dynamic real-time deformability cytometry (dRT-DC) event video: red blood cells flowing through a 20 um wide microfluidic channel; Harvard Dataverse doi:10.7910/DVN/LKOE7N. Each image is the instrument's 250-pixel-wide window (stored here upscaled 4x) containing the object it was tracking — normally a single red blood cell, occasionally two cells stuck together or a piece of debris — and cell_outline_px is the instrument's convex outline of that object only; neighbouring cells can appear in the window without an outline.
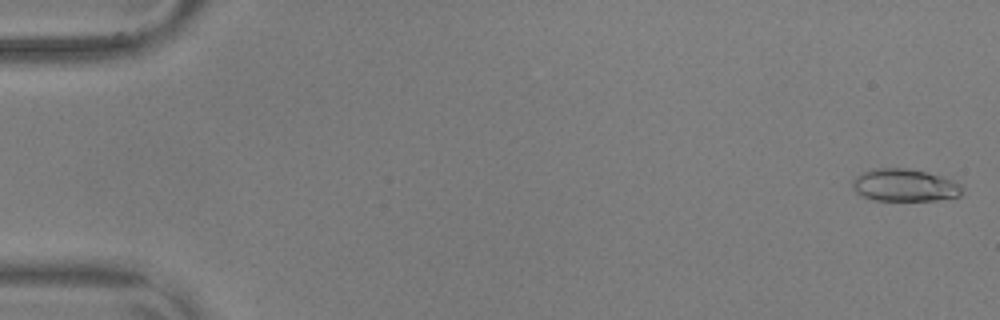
{"species": "common noctule bat (a hibernating species)", "species_latin": "Nyctalus noctula", "temperature_condition": "warm", "stored_images_in_passage": 32, "camera_frame_rate_fps": 3000, "um_per_image_px": 0.085, "animal": {"sex": "male", "body_mass_g": 17.9, "forearm_length_mm": 54.2}, "frame": {"image": 1, "passage_image": 2, "time_ms": 0.333, "image_size_px": [1000, 320], "cell_outline_px": [[960, 196], [936, 200], [872, 200], [856, 192], [852, 188], [852, 180], [860, 172], [876, 168], [908, 168], [940, 176], [952, 180], [960, 184]], "centroid_in_image_um": [76.83, 15.74], "position_along_channel_um": 8.2, "area_um2": 20.58}}
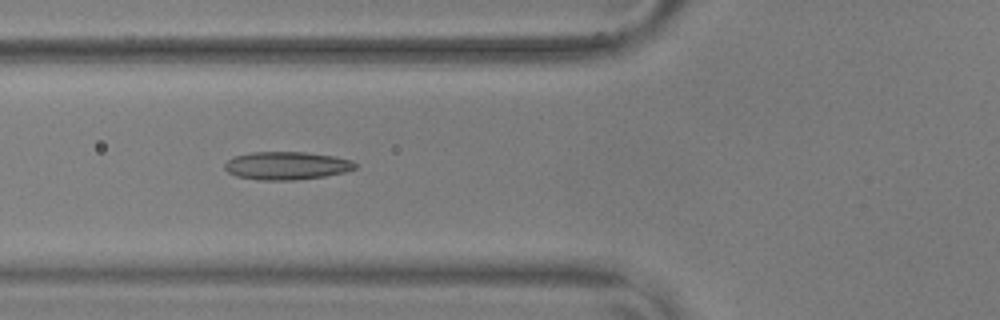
{"frame": {"image": 2, "passage_image": 22, "time_ms": 7.0, "image_size_px": [1000, 320], "cell_outline_px": [[356, 168], [344, 172], [324, 176], [296, 180], [260, 180], [236, 176], [228, 172], [224, 168], [224, 164], [232, 156], [252, 152], [304, 152], [332, 156], [352, 160], [356, 164]], "centroid_in_image_um": [24.33, 14.08], "position_along_channel_um": 101.5, "area_um2": 21.27}}
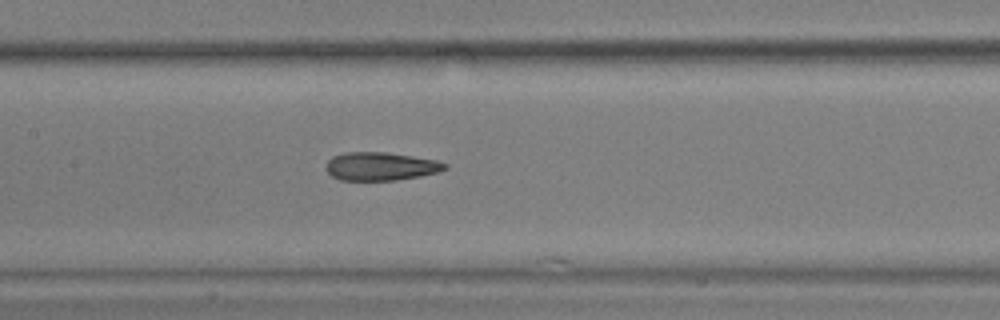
{"frame": {"image": 3, "passage_image": 28, "time_ms": 9.0, "image_size_px": [1000, 320], "cell_outline_px": [[448, 168], [440, 172], [420, 176], [396, 180], [340, 180], [332, 176], [324, 168], [328, 160], [332, 156], [344, 152], [384, 152], [436, 160], [448, 164]], "centroid_in_image_um": [32.35, 14.14], "position_along_channel_um": 175.1, "area_um2": 19.65}}